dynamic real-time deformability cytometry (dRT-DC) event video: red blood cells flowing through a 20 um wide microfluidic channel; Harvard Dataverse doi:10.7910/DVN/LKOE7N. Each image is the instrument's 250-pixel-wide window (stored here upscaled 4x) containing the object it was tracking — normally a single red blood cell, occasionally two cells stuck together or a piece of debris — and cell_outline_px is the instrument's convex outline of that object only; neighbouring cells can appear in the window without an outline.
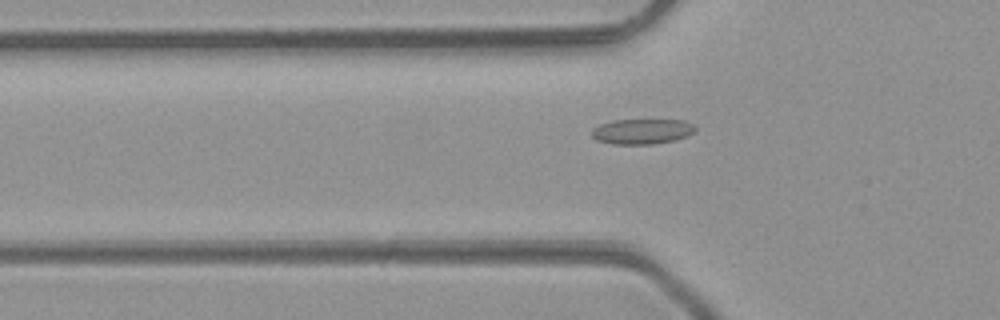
{"species": "common noctule bat (a hibernating species)", "species_latin": "Nyctalus noctula", "temperature_condition": "room temperature", "stored_images_in_passage": 37, "camera_frame_rate_fps": 3000, "um_per_image_px": 0.085, "animal": {"sex": "male", "body_mass_g": 23.1, "forearm_length_mm": 52.7}, "frame": {"image": 1, "passage_image": 5, "time_ms": 1.333, "image_size_px": [1000, 320], "cell_outline_px": [[696, 128], [688, 136], [676, 140], [652, 144], [612, 144], [596, 140], [592, 136], [592, 128], [600, 124], [612, 120], [684, 120], [692, 124]], "centroid_in_image_um": [54.55, 11.17], "position_along_channel_um": 71.2, "area_um2": 15.26}}
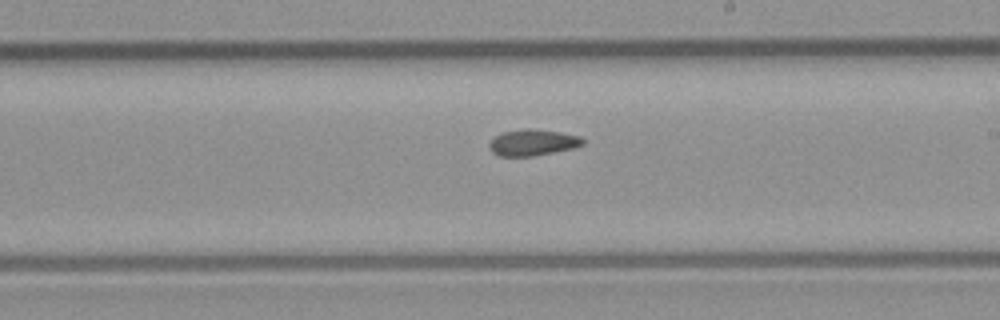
{"frame": {"image": 2, "passage_image": 17, "time_ms": 5.333, "image_size_px": [1000, 320], "cell_outline_px": [[584, 144], [572, 148], [532, 156], [500, 156], [492, 152], [488, 144], [496, 136], [504, 132], [524, 128], [528, 128], [560, 132], [580, 136], [584, 140]], "centroid_in_image_um": [45.28, 12.11], "position_along_channel_um": 243.7, "area_um2": 14.1}}
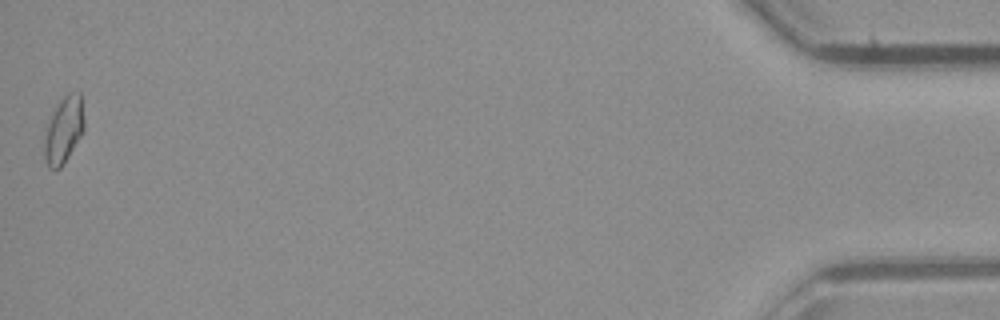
{"frame": {"image": 3, "passage_image": 37, "time_ms": 12.0, "image_size_px": [1000, 320], "cell_outline_px": [[84, 132], [60, 168], [48, 168], [44, 156], [44, 140], [48, 124], [52, 112], [56, 104], [68, 92], [80, 92], [84, 120]], "centroid_in_image_um": [5.42, 11.02], "position_along_channel_um": 429.8, "area_um2": 15.37}, "authors_computed_cell_mechanics": {"area_um2": 14.3922, "velocity_mm_per_s": 4.2826, "shape_relaxation_time_tau1_ms": null, "shape_relaxation_time_tau2_ms": 2.7161, "deformation_change_tau1": null, "deformation_change_tau2": 0.0727}}